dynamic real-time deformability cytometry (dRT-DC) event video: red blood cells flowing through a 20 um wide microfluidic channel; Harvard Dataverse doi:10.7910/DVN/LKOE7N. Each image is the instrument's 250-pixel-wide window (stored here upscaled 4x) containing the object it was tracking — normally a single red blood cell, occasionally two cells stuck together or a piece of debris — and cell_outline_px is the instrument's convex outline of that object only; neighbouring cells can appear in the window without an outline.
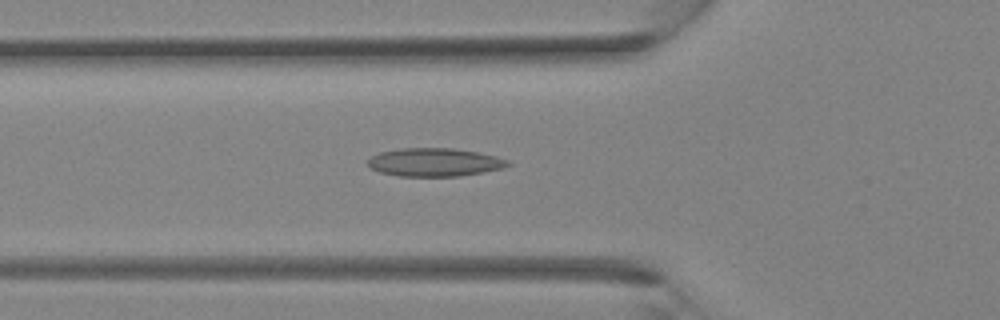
{"species": "Egyptian fruit bat (a non-hibernating species)", "species_latin": "Rousettus aegyptiacus", "temperature_condition": "room temperature", "stored_images_in_passage": 25, "camera_frame_rate_fps": 3000, "um_per_image_px": 0.085, "animal": {"sex": "female"}, "frame": {"image": 1, "passage_image": 2, "time_ms": 0.333, "image_size_px": [1000, 320], "cell_outline_px": [[512, 164], [504, 168], [484, 172], [460, 176], [400, 176], [380, 172], [368, 168], [368, 160], [372, 156], [380, 152], [400, 148], [452, 148], [476, 152], [496, 156], [508, 160]], "centroid_in_image_um": [36.94, 13.79], "position_along_channel_um": 88.9, "area_um2": 23.12}}
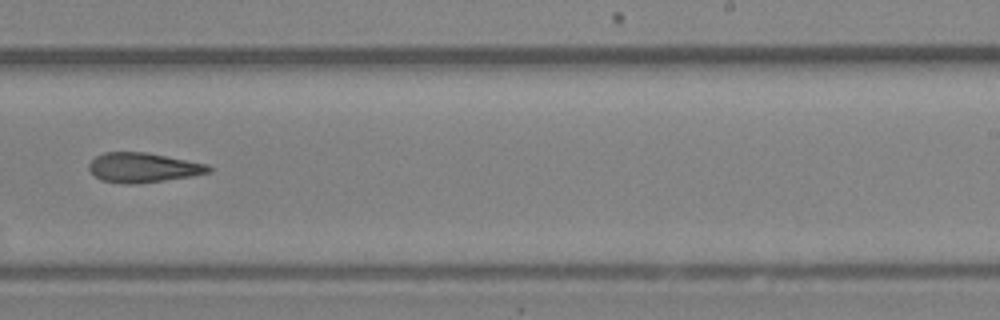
{"frame": {"image": 2, "passage_image": 12, "time_ms": 3.667, "image_size_px": [1000, 320], "cell_outline_px": [[216, 168], [212, 172], [192, 176], [164, 180], [132, 184], [124, 184], [100, 180], [88, 168], [88, 164], [96, 156], [104, 152], [144, 152], [208, 164]], "centroid_in_image_um": [12.2, 14.25], "position_along_channel_um": 276.8, "area_um2": 20.69}}
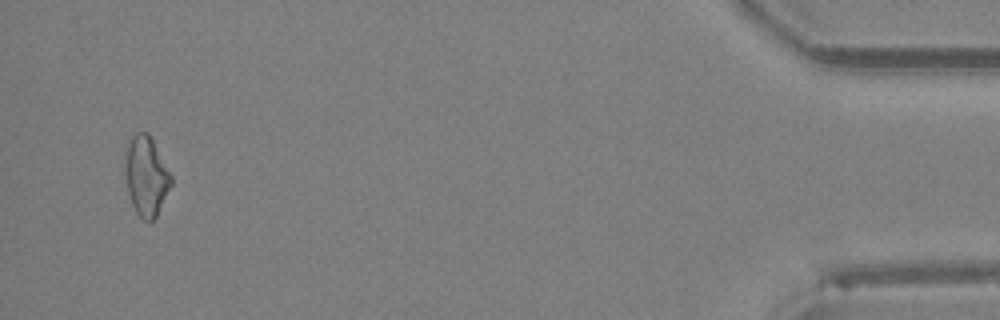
{"frame": {"image": 3, "passage_image": 24, "time_ms": 7.667, "image_size_px": [1000, 320], "cell_outline_px": [[172, 184], [156, 216], [152, 220], [144, 220], [136, 212], [132, 204], [128, 192], [124, 172], [124, 168], [128, 144], [132, 136], [136, 132], [148, 132], [172, 172]], "centroid_in_image_um": [12.44, 14.93], "position_along_channel_um": 422.8, "area_um2": 21.39}}